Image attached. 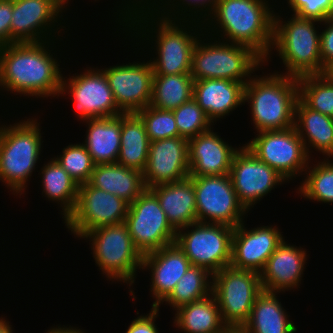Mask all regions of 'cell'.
Listing matches in <instances>:
<instances>
[{
  "instance_id": "14",
  "label": "cell",
  "mask_w": 333,
  "mask_h": 333,
  "mask_svg": "<svg viewBox=\"0 0 333 333\" xmlns=\"http://www.w3.org/2000/svg\"><path fill=\"white\" fill-rule=\"evenodd\" d=\"M189 178L195 190L197 222L235 228L248 217L249 212L239 202L229 174Z\"/></svg>"
},
{
  "instance_id": "22",
  "label": "cell",
  "mask_w": 333,
  "mask_h": 333,
  "mask_svg": "<svg viewBox=\"0 0 333 333\" xmlns=\"http://www.w3.org/2000/svg\"><path fill=\"white\" fill-rule=\"evenodd\" d=\"M190 260L176 243L143 255L142 272L150 271L151 307H157L191 267Z\"/></svg>"
},
{
  "instance_id": "45",
  "label": "cell",
  "mask_w": 333,
  "mask_h": 333,
  "mask_svg": "<svg viewBox=\"0 0 333 333\" xmlns=\"http://www.w3.org/2000/svg\"><path fill=\"white\" fill-rule=\"evenodd\" d=\"M13 0H0V46L10 44Z\"/></svg>"
},
{
  "instance_id": "49",
  "label": "cell",
  "mask_w": 333,
  "mask_h": 333,
  "mask_svg": "<svg viewBox=\"0 0 333 333\" xmlns=\"http://www.w3.org/2000/svg\"><path fill=\"white\" fill-rule=\"evenodd\" d=\"M229 333H247V332L241 327V328H229Z\"/></svg>"
},
{
  "instance_id": "31",
  "label": "cell",
  "mask_w": 333,
  "mask_h": 333,
  "mask_svg": "<svg viewBox=\"0 0 333 333\" xmlns=\"http://www.w3.org/2000/svg\"><path fill=\"white\" fill-rule=\"evenodd\" d=\"M41 170L37 171L42 186V195L48 201H52L62 209L60 211L63 221L73 212L79 185L63 169V167L52 157L48 162L44 161ZM40 175V176H39Z\"/></svg>"
},
{
  "instance_id": "18",
  "label": "cell",
  "mask_w": 333,
  "mask_h": 333,
  "mask_svg": "<svg viewBox=\"0 0 333 333\" xmlns=\"http://www.w3.org/2000/svg\"><path fill=\"white\" fill-rule=\"evenodd\" d=\"M99 68L104 72L122 113H137L150 105L154 75L150 60Z\"/></svg>"
},
{
  "instance_id": "42",
  "label": "cell",
  "mask_w": 333,
  "mask_h": 333,
  "mask_svg": "<svg viewBox=\"0 0 333 333\" xmlns=\"http://www.w3.org/2000/svg\"><path fill=\"white\" fill-rule=\"evenodd\" d=\"M94 1L96 2L98 0ZM156 1L157 0H121V2H119L120 5L115 7L116 12H112L114 14L112 16L115 17L117 15L115 17V23L120 26L118 27L117 25V28H121V25L123 26L132 16L153 10Z\"/></svg>"
},
{
  "instance_id": "7",
  "label": "cell",
  "mask_w": 333,
  "mask_h": 333,
  "mask_svg": "<svg viewBox=\"0 0 333 333\" xmlns=\"http://www.w3.org/2000/svg\"><path fill=\"white\" fill-rule=\"evenodd\" d=\"M264 66V60L251 48L220 40L204 31L192 51L190 74L194 81L227 79L246 84Z\"/></svg>"
},
{
  "instance_id": "5",
  "label": "cell",
  "mask_w": 333,
  "mask_h": 333,
  "mask_svg": "<svg viewBox=\"0 0 333 333\" xmlns=\"http://www.w3.org/2000/svg\"><path fill=\"white\" fill-rule=\"evenodd\" d=\"M33 116L13 124L0 123V182L16 198L26 195L27 184L43 157L44 134L38 116Z\"/></svg>"
},
{
  "instance_id": "35",
  "label": "cell",
  "mask_w": 333,
  "mask_h": 333,
  "mask_svg": "<svg viewBox=\"0 0 333 333\" xmlns=\"http://www.w3.org/2000/svg\"><path fill=\"white\" fill-rule=\"evenodd\" d=\"M212 294V274L200 266H191L177 282L171 293L157 306L167 305L173 312Z\"/></svg>"
},
{
  "instance_id": "13",
  "label": "cell",
  "mask_w": 333,
  "mask_h": 333,
  "mask_svg": "<svg viewBox=\"0 0 333 333\" xmlns=\"http://www.w3.org/2000/svg\"><path fill=\"white\" fill-rule=\"evenodd\" d=\"M245 145L258 159L277 170L288 181L302 177L310 158L295 126L259 132Z\"/></svg>"
},
{
  "instance_id": "20",
  "label": "cell",
  "mask_w": 333,
  "mask_h": 333,
  "mask_svg": "<svg viewBox=\"0 0 333 333\" xmlns=\"http://www.w3.org/2000/svg\"><path fill=\"white\" fill-rule=\"evenodd\" d=\"M188 177V139L178 136L150 142L148 160L143 171L146 189Z\"/></svg>"
},
{
  "instance_id": "19",
  "label": "cell",
  "mask_w": 333,
  "mask_h": 333,
  "mask_svg": "<svg viewBox=\"0 0 333 333\" xmlns=\"http://www.w3.org/2000/svg\"><path fill=\"white\" fill-rule=\"evenodd\" d=\"M246 225L244 220L234 228L230 266L259 274L285 236L277 225H258L251 229Z\"/></svg>"
},
{
  "instance_id": "27",
  "label": "cell",
  "mask_w": 333,
  "mask_h": 333,
  "mask_svg": "<svg viewBox=\"0 0 333 333\" xmlns=\"http://www.w3.org/2000/svg\"><path fill=\"white\" fill-rule=\"evenodd\" d=\"M86 125V147L95 165L117 163L121 144V115L107 118H91Z\"/></svg>"
},
{
  "instance_id": "34",
  "label": "cell",
  "mask_w": 333,
  "mask_h": 333,
  "mask_svg": "<svg viewBox=\"0 0 333 333\" xmlns=\"http://www.w3.org/2000/svg\"><path fill=\"white\" fill-rule=\"evenodd\" d=\"M315 159V160H314ZM314 161V163H313ZM300 185L298 196L310 202L333 204V159H310ZM297 190V191H296ZM300 194V195H299Z\"/></svg>"
},
{
  "instance_id": "1",
  "label": "cell",
  "mask_w": 333,
  "mask_h": 333,
  "mask_svg": "<svg viewBox=\"0 0 333 333\" xmlns=\"http://www.w3.org/2000/svg\"><path fill=\"white\" fill-rule=\"evenodd\" d=\"M115 30L126 32L124 35L131 37L127 40L133 38L129 45L133 48L134 44L139 45L137 49L142 54L148 46L151 47L148 50L154 53L150 57L154 75H178L191 72L192 51L204 32V24L194 19L168 18L149 10L132 16L122 28Z\"/></svg>"
},
{
  "instance_id": "32",
  "label": "cell",
  "mask_w": 333,
  "mask_h": 333,
  "mask_svg": "<svg viewBox=\"0 0 333 333\" xmlns=\"http://www.w3.org/2000/svg\"><path fill=\"white\" fill-rule=\"evenodd\" d=\"M149 146L150 140L141 118L136 113L121 114V144L117 163L143 173Z\"/></svg>"
},
{
  "instance_id": "10",
  "label": "cell",
  "mask_w": 333,
  "mask_h": 333,
  "mask_svg": "<svg viewBox=\"0 0 333 333\" xmlns=\"http://www.w3.org/2000/svg\"><path fill=\"white\" fill-rule=\"evenodd\" d=\"M67 9L60 0H13L10 44L54 39L61 42L65 38L62 33L68 32L63 26L68 21Z\"/></svg>"
},
{
  "instance_id": "41",
  "label": "cell",
  "mask_w": 333,
  "mask_h": 333,
  "mask_svg": "<svg viewBox=\"0 0 333 333\" xmlns=\"http://www.w3.org/2000/svg\"><path fill=\"white\" fill-rule=\"evenodd\" d=\"M290 14L300 18H308L325 21L333 15V0H284Z\"/></svg>"
},
{
  "instance_id": "47",
  "label": "cell",
  "mask_w": 333,
  "mask_h": 333,
  "mask_svg": "<svg viewBox=\"0 0 333 333\" xmlns=\"http://www.w3.org/2000/svg\"><path fill=\"white\" fill-rule=\"evenodd\" d=\"M4 315L0 316V333H13L14 327L10 324V321Z\"/></svg>"
},
{
  "instance_id": "28",
  "label": "cell",
  "mask_w": 333,
  "mask_h": 333,
  "mask_svg": "<svg viewBox=\"0 0 333 333\" xmlns=\"http://www.w3.org/2000/svg\"><path fill=\"white\" fill-rule=\"evenodd\" d=\"M281 292L263 290L255 300L251 314L242 328L247 333H296L297 325L282 306Z\"/></svg>"
},
{
  "instance_id": "8",
  "label": "cell",
  "mask_w": 333,
  "mask_h": 333,
  "mask_svg": "<svg viewBox=\"0 0 333 333\" xmlns=\"http://www.w3.org/2000/svg\"><path fill=\"white\" fill-rule=\"evenodd\" d=\"M80 239L89 242L100 274L112 283L126 284L132 300H136L132 289L139 270H142L143 255L135 247L126 224L101 226L88 231Z\"/></svg>"
},
{
  "instance_id": "21",
  "label": "cell",
  "mask_w": 333,
  "mask_h": 333,
  "mask_svg": "<svg viewBox=\"0 0 333 333\" xmlns=\"http://www.w3.org/2000/svg\"><path fill=\"white\" fill-rule=\"evenodd\" d=\"M308 252L302 246L288 244L284 238L259 273L262 289L283 294L300 288L304 282L302 280L308 263Z\"/></svg>"
},
{
  "instance_id": "50",
  "label": "cell",
  "mask_w": 333,
  "mask_h": 333,
  "mask_svg": "<svg viewBox=\"0 0 333 333\" xmlns=\"http://www.w3.org/2000/svg\"><path fill=\"white\" fill-rule=\"evenodd\" d=\"M167 0H157L153 10L157 11Z\"/></svg>"
},
{
  "instance_id": "6",
  "label": "cell",
  "mask_w": 333,
  "mask_h": 333,
  "mask_svg": "<svg viewBox=\"0 0 333 333\" xmlns=\"http://www.w3.org/2000/svg\"><path fill=\"white\" fill-rule=\"evenodd\" d=\"M272 72L255 73L245 84L244 106H249L254 134L294 126L298 78Z\"/></svg>"
},
{
  "instance_id": "39",
  "label": "cell",
  "mask_w": 333,
  "mask_h": 333,
  "mask_svg": "<svg viewBox=\"0 0 333 333\" xmlns=\"http://www.w3.org/2000/svg\"><path fill=\"white\" fill-rule=\"evenodd\" d=\"M136 114L143 121L150 142L179 136L173 111L161 110L149 105Z\"/></svg>"
},
{
  "instance_id": "52",
  "label": "cell",
  "mask_w": 333,
  "mask_h": 333,
  "mask_svg": "<svg viewBox=\"0 0 333 333\" xmlns=\"http://www.w3.org/2000/svg\"><path fill=\"white\" fill-rule=\"evenodd\" d=\"M222 333H229V328L225 332H222Z\"/></svg>"
},
{
  "instance_id": "16",
  "label": "cell",
  "mask_w": 333,
  "mask_h": 333,
  "mask_svg": "<svg viewBox=\"0 0 333 333\" xmlns=\"http://www.w3.org/2000/svg\"><path fill=\"white\" fill-rule=\"evenodd\" d=\"M129 204L88 182L79 186L76 206L63 224L77 239L95 228L123 223Z\"/></svg>"
},
{
  "instance_id": "43",
  "label": "cell",
  "mask_w": 333,
  "mask_h": 333,
  "mask_svg": "<svg viewBox=\"0 0 333 333\" xmlns=\"http://www.w3.org/2000/svg\"><path fill=\"white\" fill-rule=\"evenodd\" d=\"M160 308L151 307L148 313L139 315L136 311L137 318H134L128 325L125 333H159L156 319L160 316Z\"/></svg>"
},
{
  "instance_id": "4",
  "label": "cell",
  "mask_w": 333,
  "mask_h": 333,
  "mask_svg": "<svg viewBox=\"0 0 333 333\" xmlns=\"http://www.w3.org/2000/svg\"><path fill=\"white\" fill-rule=\"evenodd\" d=\"M281 14V10L274 13L273 44L264 65L269 66L274 54L284 67L283 72H274L296 78L324 74L320 52L321 22L294 14L289 18Z\"/></svg>"
},
{
  "instance_id": "51",
  "label": "cell",
  "mask_w": 333,
  "mask_h": 333,
  "mask_svg": "<svg viewBox=\"0 0 333 333\" xmlns=\"http://www.w3.org/2000/svg\"><path fill=\"white\" fill-rule=\"evenodd\" d=\"M60 1L68 8V10H70L69 9L70 8L69 4H70L71 0H60Z\"/></svg>"
},
{
  "instance_id": "40",
  "label": "cell",
  "mask_w": 333,
  "mask_h": 333,
  "mask_svg": "<svg viewBox=\"0 0 333 333\" xmlns=\"http://www.w3.org/2000/svg\"><path fill=\"white\" fill-rule=\"evenodd\" d=\"M217 0H167L157 11L172 19L204 21L213 11Z\"/></svg>"
},
{
  "instance_id": "48",
  "label": "cell",
  "mask_w": 333,
  "mask_h": 333,
  "mask_svg": "<svg viewBox=\"0 0 333 333\" xmlns=\"http://www.w3.org/2000/svg\"><path fill=\"white\" fill-rule=\"evenodd\" d=\"M324 75L333 82V62L325 68Z\"/></svg>"
},
{
  "instance_id": "33",
  "label": "cell",
  "mask_w": 333,
  "mask_h": 333,
  "mask_svg": "<svg viewBox=\"0 0 333 333\" xmlns=\"http://www.w3.org/2000/svg\"><path fill=\"white\" fill-rule=\"evenodd\" d=\"M194 79L190 73L153 75L150 106L173 111L193 98Z\"/></svg>"
},
{
  "instance_id": "15",
  "label": "cell",
  "mask_w": 333,
  "mask_h": 333,
  "mask_svg": "<svg viewBox=\"0 0 333 333\" xmlns=\"http://www.w3.org/2000/svg\"><path fill=\"white\" fill-rule=\"evenodd\" d=\"M142 255L175 243L177 231L167 220L157 196L145 189L131 204L124 221Z\"/></svg>"
},
{
  "instance_id": "24",
  "label": "cell",
  "mask_w": 333,
  "mask_h": 333,
  "mask_svg": "<svg viewBox=\"0 0 333 333\" xmlns=\"http://www.w3.org/2000/svg\"><path fill=\"white\" fill-rule=\"evenodd\" d=\"M244 88L243 82L227 79L198 80L193 84V99L215 125L244 105Z\"/></svg>"
},
{
  "instance_id": "25",
  "label": "cell",
  "mask_w": 333,
  "mask_h": 333,
  "mask_svg": "<svg viewBox=\"0 0 333 333\" xmlns=\"http://www.w3.org/2000/svg\"><path fill=\"white\" fill-rule=\"evenodd\" d=\"M294 126L310 159L315 157L314 151L322 155V159H333V117L308 108L298 99Z\"/></svg>"
},
{
  "instance_id": "29",
  "label": "cell",
  "mask_w": 333,
  "mask_h": 333,
  "mask_svg": "<svg viewBox=\"0 0 333 333\" xmlns=\"http://www.w3.org/2000/svg\"><path fill=\"white\" fill-rule=\"evenodd\" d=\"M131 204L145 189L143 173L118 163L97 164L88 182Z\"/></svg>"
},
{
  "instance_id": "44",
  "label": "cell",
  "mask_w": 333,
  "mask_h": 333,
  "mask_svg": "<svg viewBox=\"0 0 333 333\" xmlns=\"http://www.w3.org/2000/svg\"><path fill=\"white\" fill-rule=\"evenodd\" d=\"M321 30L320 52L322 66L325 69L333 62V15L321 22Z\"/></svg>"
},
{
  "instance_id": "38",
  "label": "cell",
  "mask_w": 333,
  "mask_h": 333,
  "mask_svg": "<svg viewBox=\"0 0 333 333\" xmlns=\"http://www.w3.org/2000/svg\"><path fill=\"white\" fill-rule=\"evenodd\" d=\"M173 115L179 137H184L188 140L214 126L193 98L173 110Z\"/></svg>"
},
{
  "instance_id": "23",
  "label": "cell",
  "mask_w": 333,
  "mask_h": 333,
  "mask_svg": "<svg viewBox=\"0 0 333 333\" xmlns=\"http://www.w3.org/2000/svg\"><path fill=\"white\" fill-rule=\"evenodd\" d=\"M214 126L188 140L189 176L227 175L233 157L240 149L232 146Z\"/></svg>"
},
{
  "instance_id": "2",
  "label": "cell",
  "mask_w": 333,
  "mask_h": 333,
  "mask_svg": "<svg viewBox=\"0 0 333 333\" xmlns=\"http://www.w3.org/2000/svg\"><path fill=\"white\" fill-rule=\"evenodd\" d=\"M58 40L0 46V93L59 99L63 69L56 55Z\"/></svg>"
},
{
  "instance_id": "30",
  "label": "cell",
  "mask_w": 333,
  "mask_h": 333,
  "mask_svg": "<svg viewBox=\"0 0 333 333\" xmlns=\"http://www.w3.org/2000/svg\"><path fill=\"white\" fill-rule=\"evenodd\" d=\"M173 325L183 333H222L228 329L213 294L175 310Z\"/></svg>"
},
{
  "instance_id": "37",
  "label": "cell",
  "mask_w": 333,
  "mask_h": 333,
  "mask_svg": "<svg viewBox=\"0 0 333 333\" xmlns=\"http://www.w3.org/2000/svg\"><path fill=\"white\" fill-rule=\"evenodd\" d=\"M54 156L53 158L79 186L89 182L95 164L82 143H69L62 148L60 155Z\"/></svg>"
},
{
  "instance_id": "9",
  "label": "cell",
  "mask_w": 333,
  "mask_h": 333,
  "mask_svg": "<svg viewBox=\"0 0 333 333\" xmlns=\"http://www.w3.org/2000/svg\"><path fill=\"white\" fill-rule=\"evenodd\" d=\"M263 291L257 272L224 267L212 275V294L228 328H241Z\"/></svg>"
},
{
  "instance_id": "3",
  "label": "cell",
  "mask_w": 333,
  "mask_h": 333,
  "mask_svg": "<svg viewBox=\"0 0 333 333\" xmlns=\"http://www.w3.org/2000/svg\"><path fill=\"white\" fill-rule=\"evenodd\" d=\"M270 1L217 0L203 21L204 31L220 40L247 46L265 61L273 44L276 4Z\"/></svg>"
},
{
  "instance_id": "17",
  "label": "cell",
  "mask_w": 333,
  "mask_h": 333,
  "mask_svg": "<svg viewBox=\"0 0 333 333\" xmlns=\"http://www.w3.org/2000/svg\"><path fill=\"white\" fill-rule=\"evenodd\" d=\"M241 145L233 157L229 176L239 202L251 212L254 205L288 181L277 170L258 159L245 145Z\"/></svg>"
},
{
  "instance_id": "11",
  "label": "cell",
  "mask_w": 333,
  "mask_h": 333,
  "mask_svg": "<svg viewBox=\"0 0 333 333\" xmlns=\"http://www.w3.org/2000/svg\"><path fill=\"white\" fill-rule=\"evenodd\" d=\"M233 231V227L223 224L195 222L177 231L175 243L191 265L213 275L230 266Z\"/></svg>"
},
{
  "instance_id": "36",
  "label": "cell",
  "mask_w": 333,
  "mask_h": 333,
  "mask_svg": "<svg viewBox=\"0 0 333 333\" xmlns=\"http://www.w3.org/2000/svg\"><path fill=\"white\" fill-rule=\"evenodd\" d=\"M299 99L310 109L333 117V82L324 74L298 78Z\"/></svg>"
},
{
  "instance_id": "12",
  "label": "cell",
  "mask_w": 333,
  "mask_h": 333,
  "mask_svg": "<svg viewBox=\"0 0 333 333\" xmlns=\"http://www.w3.org/2000/svg\"><path fill=\"white\" fill-rule=\"evenodd\" d=\"M68 77L63 74L59 98H71L79 121L91 118L115 117L123 114L117 107L104 72L98 66L83 68ZM68 93V94H67Z\"/></svg>"
},
{
  "instance_id": "26",
  "label": "cell",
  "mask_w": 333,
  "mask_h": 333,
  "mask_svg": "<svg viewBox=\"0 0 333 333\" xmlns=\"http://www.w3.org/2000/svg\"><path fill=\"white\" fill-rule=\"evenodd\" d=\"M157 196L171 226L178 231L197 222L195 190L192 180L159 184L150 188Z\"/></svg>"
},
{
  "instance_id": "46",
  "label": "cell",
  "mask_w": 333,
  "mask_h": 333,
  "mask_svg": "<svg viewBox=\"0 0 333 333\" xmlns=\"http://www.w3.org/2000/svg\"><path fill=\"white\" fill-rule=\"evenodd\" d=\"M46 333H86L85 330H83L82 328L80 329L78 326H71L69 325H55L52 326L51 328H49L47 331L45 330Z\"/></svg>"
}]
</instances>
